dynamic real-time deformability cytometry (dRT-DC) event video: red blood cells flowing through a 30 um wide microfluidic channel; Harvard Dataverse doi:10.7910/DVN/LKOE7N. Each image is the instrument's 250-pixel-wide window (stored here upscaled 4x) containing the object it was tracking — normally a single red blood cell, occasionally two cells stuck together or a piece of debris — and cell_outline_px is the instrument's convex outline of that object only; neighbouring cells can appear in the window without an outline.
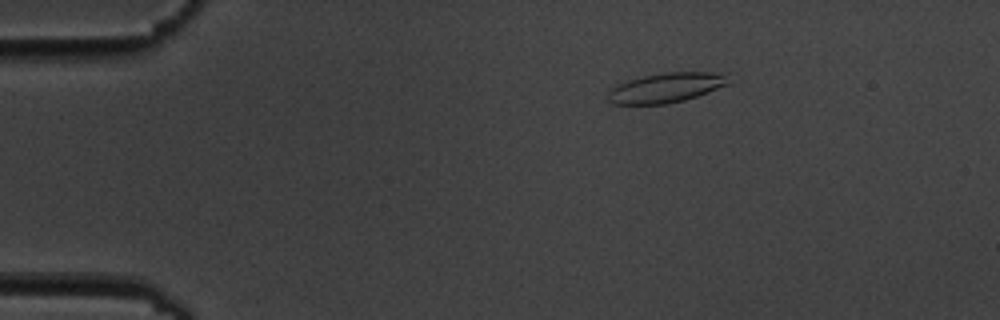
{"species": "common noctule bat (a hibernating species)", "species_latin": "Nyctalus noctula", "temperature_condition": "cold", "stored_images_in_passage": 5, "camera_frame_rate_fps": 3000, "um_per_image_px": 0.085, "animal": {"sex": "male", "body_mass_g": 19.5, "forearm_length_mm": 54.6}, "frame": {"image": 1, "passage_image": 3, "time_ms": 2.333, "image_size_px": [1000, 320], "cell_outline_px": [[728, 84], [696, 96], [684, 100], [668, 104], [612, 104], [608, 100], [608, 92], [616, 84], [628, 80], [644, 76], [664, 72], [728, 72]], "centroid_in_image_um": [56.62, 7.44], "position_along_channel_um": 28.4, "area_um2": 20.92}}